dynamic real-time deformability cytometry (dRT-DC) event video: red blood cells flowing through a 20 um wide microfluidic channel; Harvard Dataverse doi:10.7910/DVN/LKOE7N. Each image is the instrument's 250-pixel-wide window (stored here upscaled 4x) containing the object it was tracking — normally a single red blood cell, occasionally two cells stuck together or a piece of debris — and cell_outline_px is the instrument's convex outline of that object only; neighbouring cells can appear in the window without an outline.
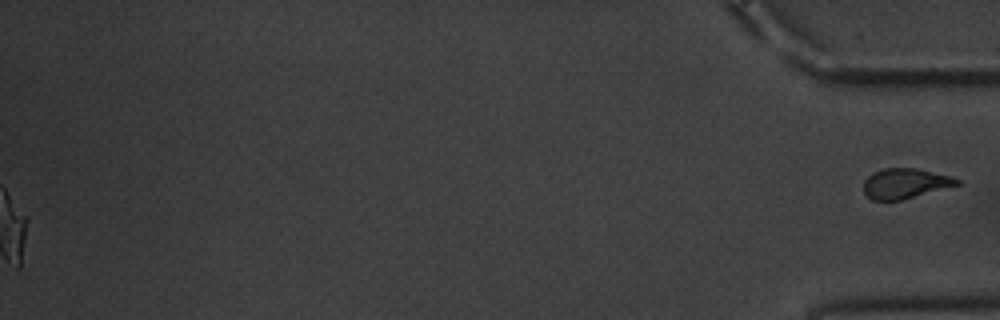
{"species": "common noctule bat (a hibernating species)", "species_latin": "Nyctalus noctula", "temperature_condition": "warm", "stored_images_in_passage": 46, "segment_of_instrument_passage": [2, 2], "camera_frame_rate_fps": 3000, "um_per_image_px": 0.085, "animal": {"sex": "male", "body_mass_g": 20.1, "forearm_length_mm": 53.5}, "frame": {"image": 1, "passage_image": 46, "time_ms": 15.0, "image_size_px": [1000, 320], "cell_outline_px": [[960, 184], [900, 200], [872, 200], [864, 192], [864, 180], [872, 172], [884, 168], [916, 168], [952, 176], [960, 180]], "centroid_in_image_um": [76.92, 15.58], "position_along_channel_um": 358.3, "area_um2": 16.24}}